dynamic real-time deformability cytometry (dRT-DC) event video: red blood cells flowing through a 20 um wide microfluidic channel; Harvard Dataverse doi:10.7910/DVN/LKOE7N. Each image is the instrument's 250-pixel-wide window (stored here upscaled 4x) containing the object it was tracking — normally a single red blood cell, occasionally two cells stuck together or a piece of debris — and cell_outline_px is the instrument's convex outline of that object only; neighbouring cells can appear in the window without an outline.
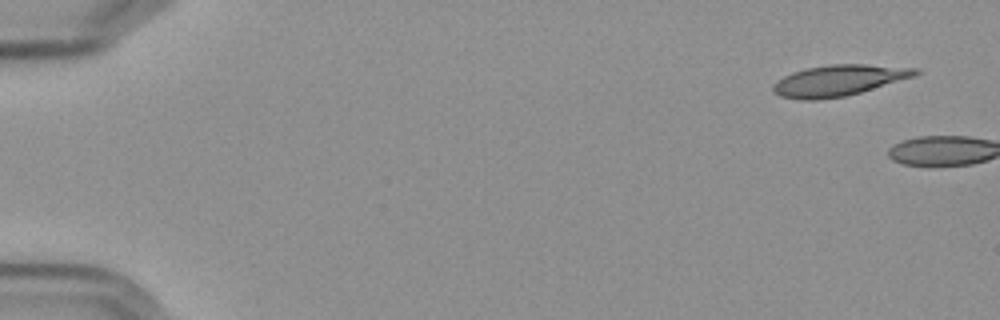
{"species": "Egyptian fruit bat (a non-hibernating species)", "species_latin": "Rousettus aegyptiacus", "temperature_condition": "cold", "stored_images_in_passage": 9, "camera_frame_rate_fps": 3000, "um_per_image_px": 0.085, "frame": {"image": 1, "passage_image": 1, "time_ms": 0.0, "image_size_px": [1000, 320], "cell_outline_px": [[920, 72], [916, 76], [860, 92], [844, 96], [816, 100], [800, 100], [780, 96], [772, 92], [772, 84], [776, 80], [792, 72], [804, 68], [828, 64], [864, 64], [920, 68]], "centroid_in_image_um": [71.26, 6.83], "position_along_channel_um": 13.7, "area_um2": 25.95}}
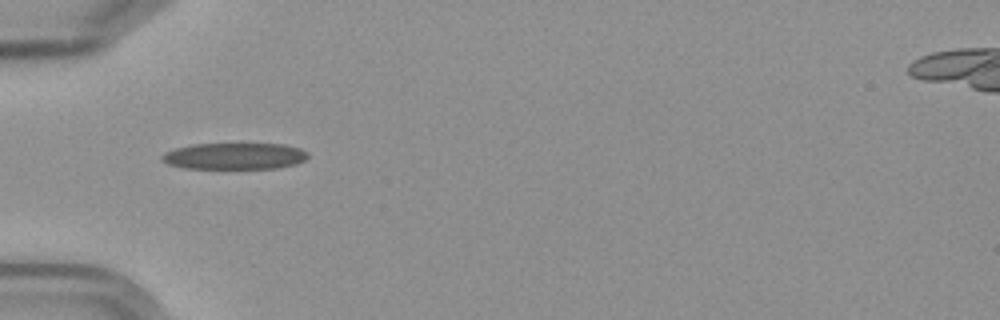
{"frame": {"image": 2, "passage_image": 6, "time_ms": 6.667, "image_size_px": [1000, 320], "cell_outline_px": [[308, 156], [304, 160], [296, 164], [276, 168], [184, 168], [168, 164], [160, 160], [160, 156], [164, 152], [176, 148], [192, 144], [284, 144], [300, 148], [308, 152]], "centroid_in_image_um": [19.92, 13.26], "position_along_channel_um": 65.1, "area_um2": 22.54}}
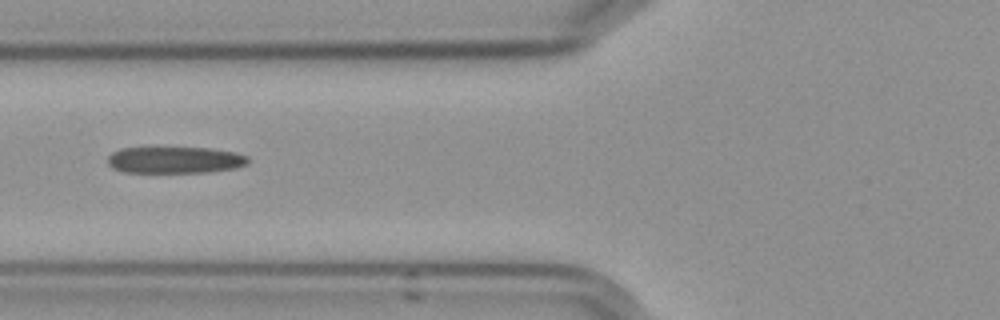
{"frame": {"image": 3, "passage_image": 7, "time_ms": 8.0, "image_size_px": [1000, 320], "cell_outline_px": [[248, 164], [236, 168], [208, 172], [124, 172], [112, 168], [108, 164], [108, 156], [112, 152], [120, 148], [152, 144], [208, 148], [236, 152], [248, 156]], "centroid_in_image_um": [14.81, 13.54], "position_along_channel_um": 111.0, "area_um2": 23.06}}